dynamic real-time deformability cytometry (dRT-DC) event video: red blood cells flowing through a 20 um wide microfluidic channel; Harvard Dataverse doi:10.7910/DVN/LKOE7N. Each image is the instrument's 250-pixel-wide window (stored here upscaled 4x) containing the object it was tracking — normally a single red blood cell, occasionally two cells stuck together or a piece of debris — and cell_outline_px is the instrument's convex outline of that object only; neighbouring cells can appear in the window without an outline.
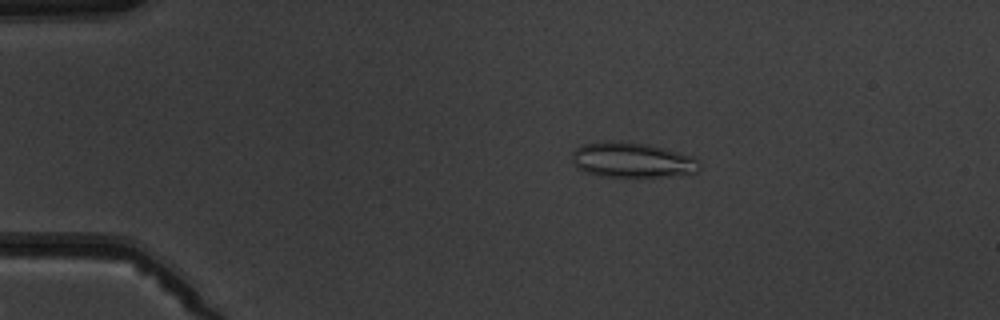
{"species": "common noctule bat (a hibernating species)", "species_latin": "Nyctalus noctula", "temperature_condition": "warm", "stored_images_in_passage": 11, "camera_frame_rate_fps": 3000, "um_per_image_px": 0.085, "animal": {"sex": "male", "body_mass_g": 19.5, "forearm_length_mm": 54.6}, "frame": {"image": 1, "passage_image": 3, "time_ms": 3.333, "image_size_px": [1000, 320], "cell_outline_px": [[700, 168], [696, 172], [660, 176], [604, 176], [584, 172], [576, 168], [572, 160], [572, 152], [580, 144], [608, 140], [620, 140], [648, 144], [664, 148], [692, 156], [700, 164]], "centroid_in_image_um": [53.65, 13.57], "position_along_channel_um": 31.3, "area_um2": 26.07}}
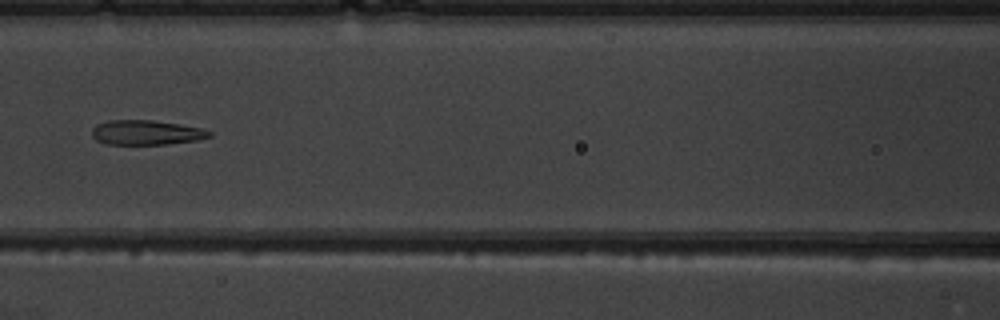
{"frame": {"image": 2, "passage_image": 7, "time_ms": 8.0, "image_size_px": [1000, 320], "cell_outline_px": [[212, 136], [200, 140], [168, 144], [104, 144], [96, 140], [92, 136], [92, 128], [96, 124], [108, 120], [152, 120], [200, 128], [212, 132]], "centroid_in_image_um": [12.41, 11.27], "position_along_channel_um": 154.2, "area_um2": 16.94}}
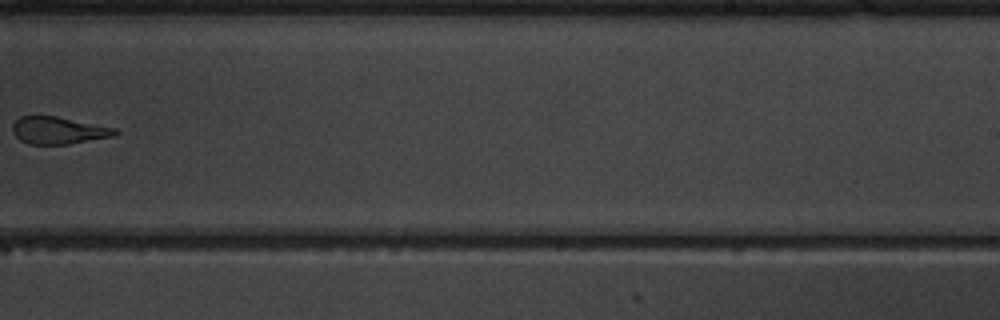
{"frame": {"image": 3, "passage_image": 10, "time_ms": 11.333, "image_size_px": [1000, 320], "cell_outline_px": [[120, 132], [116, 136], [68, 144], [28, 144], [20, 140], [12, 132], [12, 124], [20, 116], [56, 116], [116, 128]], "centroid_in_image_um": [4.98, 11.09], "position_along_channel_um": 284.0, "area_um2": 16.36}}